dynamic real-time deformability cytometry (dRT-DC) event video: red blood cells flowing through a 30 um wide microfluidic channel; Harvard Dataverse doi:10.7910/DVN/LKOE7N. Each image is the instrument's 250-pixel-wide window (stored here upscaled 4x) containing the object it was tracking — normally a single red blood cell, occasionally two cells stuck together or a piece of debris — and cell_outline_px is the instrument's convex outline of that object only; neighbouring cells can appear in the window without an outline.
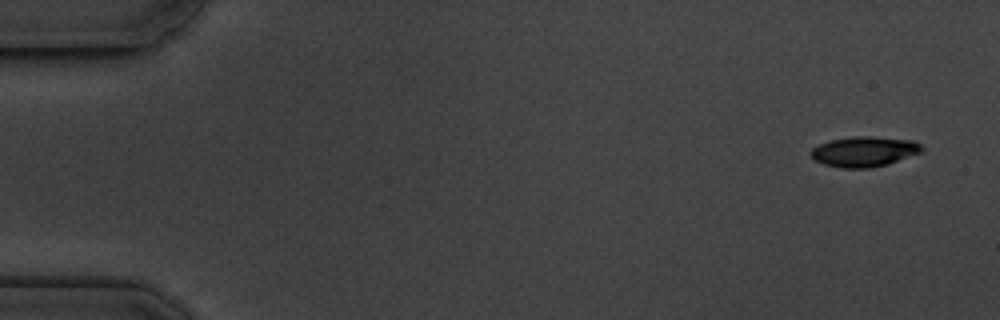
{"species": "common noctule bat (a hibernating species)", "species_latin": "Nyctalus noctula", "temperature_condition": "cold", "stored_images_in_passage": 5, "camera_frame_rate_fps": 3000, "um_per_image_px": 0.085, "animal": {"sex": "male", "body_mass_g": 19.5, "forearm_length_mm": 54.6}, "frame": {"image": 1, "passage_image": 1, "time_ms": 0.0, "image_size_px": [1000, 320], "cell_outline_px": [[924, 152], [888, 164], [868, 168], [840, 168], [824, 164], [816, 160], [808, 152], [812, 148], [820, 144], [832, 140], [852, 136], [872, 136], [912, 140], [920, 144], [924, 148]], "centroid_in_image_um": [73.49, 12.88], "position_along_channel_um": 11.5, "area_um2": 19.65}}
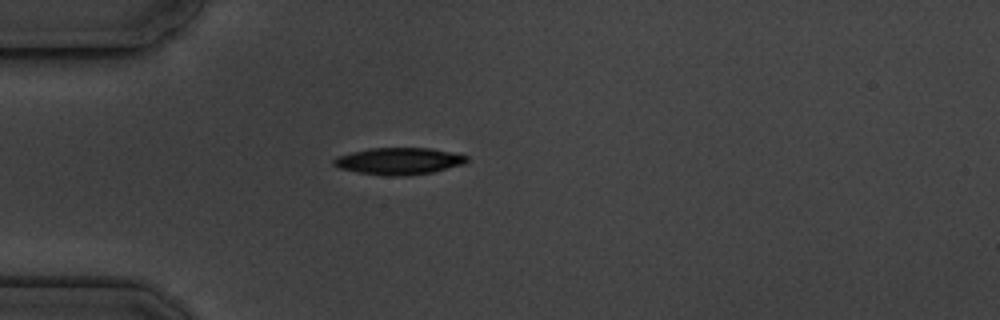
{"frame": {"image": 2, "passage_image": 4, "time_ms": 4.333, "image_size_px": [1000, 320], "cell_outline_px": [[468, 160], [464, 164], [432, 172], [408, 176], [388, 176], [356, 172], [340, 168], [332, 164], [332, 160], [336, 156], [352, 152], [372, 148], [432, 148], [468, 156]], "centroid_in_image_um": [33.89, 13.7], "position_along_channel_um": 51.1, "area_um2": 20.87}}